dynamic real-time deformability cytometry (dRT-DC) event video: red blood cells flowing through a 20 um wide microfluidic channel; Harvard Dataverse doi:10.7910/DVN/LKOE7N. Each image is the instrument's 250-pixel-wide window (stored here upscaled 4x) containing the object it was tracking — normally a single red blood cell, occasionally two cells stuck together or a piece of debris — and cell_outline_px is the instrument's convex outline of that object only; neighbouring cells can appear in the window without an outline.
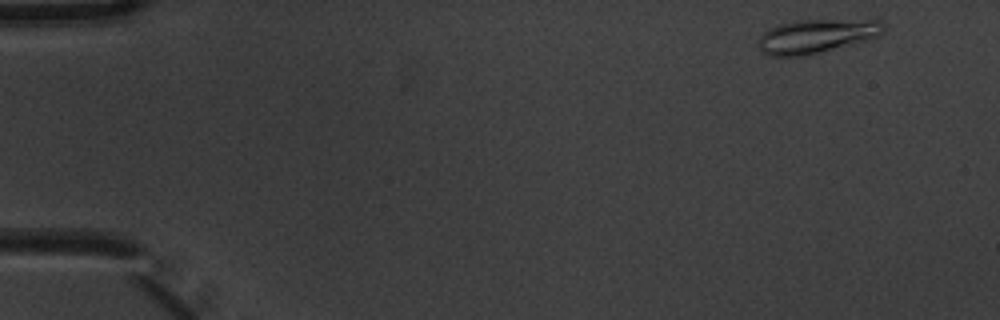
{"species": "common noctule bat (a hibernating species)", "species_latin": "Nyctalus noctula", "temperature_condition": "warm", "stored_images_in_passage": 4, "camera_frame_rate_fps": 3000, "um_per_image_px": 0.085, "animal": {"sex": "male", "body_mass_g": 20.1, "forearm_length_mm": 53.5}, "frame": {"image": 1, "passage_image": 1, "time_ms": 0.0, "image_size_px": [1000, 320], "cell_outline_px": [[884, 28], [880, 36], [820, 52], [804, 56], [772, 56], [764, 52], [756, 44], [760, 36], [768, 28], [780, 24], [796, 20], [880, 20], [884, 24]], "centroid_in_image_um": [69.37, 3.06], "position_along_channel_um": 15.6, "area_um2": 24.51}}